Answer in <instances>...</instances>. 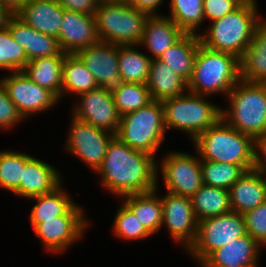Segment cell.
Here are the masks:
<instances>
[{
    "instance_id": "obj_1",
    "label": "cell",
    "mask_w": 266,
    "mask_h": 267,
    "mask_svg": "<svg viewBox=\"0 0 266 267\" xmlns=\"http://www.w3.org/2000/svg\"><path fill=\"white\" fill-rule=\"evenodd\" d=\"M96 173L101 177V186L121 198L157 187L156 157L130 148L116 136L109 142Z\"/></svg>"
},
{
    "instance_id": "obj_2",
    "label": "cell",
    "mask_w": 266,
    "mask_h": 267,
    "mask_svg": "<svg viewBox=\"0 0 266 267\" xmlns=\"http://www.w3.org/2000/svg\"><path fill=\"white\" fill-rule=\"evenodd\" d=\"M256 0L235 10L206 27L199 34L201 44L213 51L226 52L241 58L250 45L261 18Z\"/></svg>"
},
{
    "instance_id": "obj_3",
    "label": "cell",
    "mask_w": 266,
    "mask_h": 267,
    "mask_svg": "<svg viewBox=\"0 0 266 267\" xmlns=\"http://www.w3.org/2000/svg\"><path fill=\"white\" fill-rule=\"evenodd\" d=\"M193 144L201 160L238 165L245 171L255 168L254 139L232 128L222 118L202 132Z\"/></svg>"
},
{
    "instance_id": "obj_4",
    "label": "cell",
    "mask_w": 266,
    "mask_h": 267,
    "mask_svg": "<svg viewBox=\"0 0 266 267\" xmlns=\"http://www.w3.org/2000/svg\"><path fill=\"white\" fill-rule=\"evenodd\" d=\"M239 80V58L230 53L210 50L200 44L192 75L187 82V92L205 96L223 93L227 96Z\"/></svg>"
},
{
    "instance_id": "obj_5",
    "label": "cell",
    "mask_w": 266,
    "mask_h": 267,
    "mask_svg": "<svg viewBox=\"0 0 266 267\" xmlns=\"http://www.w3.org/2000/svg\"><path fill=\"white\" fill-rule=\"evenodd\" d=\"M222 119L254 140L266 132V83L239 80L227 94Z\"/></svg>"
},
{
    "instance_id": "obj_6",
    "label": "cell",
    "mask_w": 266,
    "mask_h": 267,
    "mask_svg": "<svg viewBox=\"0 0 266 267\" xmlns=\"http://www.w3.org/2000/svg\"><path fill=\"white\" fill-rule=\"evenodd\" d=\"M210 96L186 92L161 101L167 130L186 132L193 142L202 132L222 118V108L207 101Z\"/></svg>"
},
{
    "instance_id": "obj_7",
    "label": "cell",
    "mask_w": 266,
    "mask_h": 267,
    "mask_svg": "<svg viewBox=\"0 0 266 267\" xmlns=\"http://www.w3.org/2000/svg\"><path fill=\"white\" fill-rule=\"evenodd\" d=\"M149 14L129 4L100 1L94 13L100 42L139 45Z\"/></svg>"
},
{
    "instance_id": "obj_8",
    "label": "cell",
    "mask_w": 266,
    "mask_h": 267,
    "mask_svg": "<svg viewBox=\"0 0 266 267\" xmlns=\"http://www.w3.org/2000/svg\"><path fill=\"white\" fill-rule=\"evenodd\" d=\"M163 106L153 100L148 105L120 117L115 136L130 148L155 157L165 140Z\"/></svg>"
},
{
    "instance_id": "obj_9",
    "label": "cell",
    "mask_w": 266,
    "mask_h": 267,
    "mask_svg": "<svg viewBox=\"0 0 266 267\" xmlns=\"http://www.w3.org/2000/svg\"><path fill=\"white\" fill-rule=\"evenodd\" d=\"M246 234L244 216L238 212L198 221L197 235L187 249L200 264L211 252Z\"/></svg>"
},
{
    "instance_id": "obj_10",
    "label": "cell",
    "mask_w": 266,
    "mask_h": 267,
    "mask_svg": "<svg viewBox=\"0 0 266 267\" xmlns=\"http://www.w3.org/2000/svg\"><path fill=\"white\" fill-rule=\"evenodd\" d=\"M159 167L169 193L191 198L203 185L201 159L198 156L182 151H172L163 156L160 166L157 163V184Z\"/></svg>"
},
{
    "instance_id": "obj_11",
    "label": "cell",
    "mask_w": 266,
    "mask_h": 267,
    "mask_svg": "<svg viewBox=\"0 0 266 267\" xmlns=\"http://www.w3.org/2000/svg\"><path fill=\"white\" fill-rule=\"evenodd\" d=\"M82 208L75 204L66 214L44 220L33 228L36 237L41 239L46 248L45 250L62 253L84 236L89 222Z\"/></svg>"
},
{
    "instance_id": "obj_12",
    "label": "cell",
    "mask_w": 266,
    "mask_h": 267,
    "mask_svg": "<svg viewBox=\"0 0 266 267\" xmlns=\"http://www.w3.org/2000/svg\"><path fill=\"white\" fill-rule=\"evenodd\" d=\"M65 149L82 160L94 173L101 167L106 149L115 136L72 116Z\"/></svg>"
},
{
    "instance_id": "obj_13",
    "label": "cell",
    "mask_w": 266,
    "mask_h": 267,
    "mask_svg": "<svg viewBox=\"0 0 266 267\" xmlns=\"http://www.w3.org/2000/svg\"><path fill=\"white\" fill-rule=\"evenodd\" d=\"M0 78L7 95L23 119L53 109L59 99L48 89L31 81L23 71Z\"/></svg>"
},
{
    "instance_id": "obj_14",
    "label": "cell",
    "mask_w": 266,
    "mask_h": 267,
    "mask_svg": "<svg viewBox=\"0 0 266 267\" xmlns=\"http://www.w3.org/2000/svg\"><path fill=\"white\" fill-rule=\"evenodd\" d=\"M78 96L79 103L75 104L72 116L115 135L121 116L116 109L112 94L98 87Z\"/></svg>"
},
{
    "instance_id": "obj_15",
    "label": "cell",
    "mask_w": 266,
    "mask_h": 267,
    "mask_svg": "<svg viewBox=\"0 0 266 267\" xmlns=\"http://www.w3.org/2000/svg\"><path fill=\"white\" fill-rule=\"evenodd\" d=\"M75 54L92 72L100 88L112 94L124 83L118 67V45L99 41Z\"/></svg>"
},
{
    "instance_id": "obj_16",
    "label": "cell",
    "mask_w": 266,
    "mask_h": 267,
    "mask_svg": "<svg viewBox=\"0 0 266 267\" xmlns=\"http://www.w3.org/2000/svg\"><path fill=\"white\" fill-rule=\"evenodd\" d=\"M163 223L174 241L188 249L197 235L198 221L190 197L167 192L161 197Z\"/></svg>"
},
{
    "instance_id": "obj_17",
    "label": "cell",
    "mask_w": 266,
    "mask_h": 267,
    "mask_svg": "<svg viewBox=\"0 0 266 267\" xmlns=\"http://www.w3.org/2000/svg\"><path fill=\"white\" fill-rule=\"evenodd\" d=\"M57 40L61 51L67 54L97 44L99 38L94 15L64 9Z\"/></svg>"
},
{
    "instance_id": "obj_18",
    "label": "cell",
    "mask_w": 266,
    "mask_h": 267,
    "mask_svg": "<svg viewBox=\"0 0 266 267\" xmlns=\"http://www.w3.org/2000/svg\"><path fill=\"white\" fill-rule=\"evenodd\" d=\"M262 246L248 233L211 252L201 267H258Z\"/></svg>"
},
{
    "instance_id": "obj_19",
    "label": "cell",
    "mask_w": 266,
    "mask_h": 267,
    "mask_svg": "<svg viewBox=\"0 0 266 267\" xmlns=\"http://www.w3.org/2000/svg\"><path fill=\"white\" fill-rule=\"evenodd\" d=\"M61 173L54 166L32 156L24 166L19 181V197L30 198L47 194L60 186Z\"/></svg>"
},
{
    "instance_id": "obj_20",
    "label": "cell",
    "mask_w": 266,
    "mask_h": 267,
    "mask_svg": "<svg viewBox=\"0 0 266 267\" xmlns=\"http://www.w3.org/2000/svg\"><path fill=\"white\" fill-rule=\"evenodd\" d=\"M64 8L56 0H27L16 14L35 30L58 39Z\"/></svg>"
},
{
    "instance_id": "obj_21",
    "label": "cell",
    "mask_w": 266,
    "mask_h": 267,
    "mask_svg": "<svg viewBox=\"0 0 266 267\" xmlns=\"http://www.w3.org/2000/svg\"><path fill=\"white\" fill-rule=\"evenodd\" d=\"M185 33L168 16L149 15L139 46L146 47L150 58L158 59L163 52L179 40Z\"/></svg>"
},
{
    "instance_id": "obj_22",
    "label": "cell",
    "mask_w": 266,
    "mask_h": 267,
    "mask_svg": "<svg viewBox=\"0 0 266 267\" xmlns=\"http://www.w3.org/2000/svg\"><path fill=\"white\" fill-rule=\"evenodd\" d=\"M230 206L242 215L266 201V189L257 169L245 173L229 188Z\"/></svg>"
},
{
    "instance_id": "obj_23",
    "label": "cell",
    "mask_w": 266,
    "mask_h": 267,
    "mask_svg": "<svg viewBox=\"0 0 266 267\" xmlns=\"http://www.w3.org/2000/svg\"><path fill=\"white\" fill-rule=\"evenodd\" d=\"M266 18V17H265ZM260 20L254 37L239 59L240 80L266 83V19Z\"/></svg>"
},
{
    "instance_id": "obj_24",
    "label": "cell",
    "mask_w": 266,
    "mask_h": 267,
    "mask_svg": "<svg viewBox=\"0 0 266 267\" xmlns=\"http://www.w3.org/2000/svg\"><path fill=\"white\" fill-rule=\"evenodd\" d=\"M146 85L152 100L156 101L181 96L187 91V81L159 59L151 60Z\"/></svg>"
},
{
    "instance_id": "obj_25",
    "label": "cell",
    "mask_w": 266,
    "mask_h": 267,
    "mask_svg": "<svg viewBox=\"0 0 266 267\" xmlns=\"http://www.w3.org/2000/svg\"><path fill=\"white\" fill-rule=\"evenodd\" d=\"M66 54L61 52L59 55L35 58L28 61L23 69L31 81L51 91L59 101L62 98V71Z\"/></svg>"
},
{
    "instance_id": "obj_26",
    "label": "cell",
    "mask_w": 266,
    "mask_h": 267,
    "mask_svg": "<svg viewBox=\"0 0 266 267\" xmlns=\"http://www.w3.org/2000/svg\"><path fill=\"white\" fill-rule=\"evenodd\" d=\"M158 189L157 185L154 190L122 197V202L137 216L151 235L158 233L163 226L161 196L156 194Z\"/></svg>"
},
{
    "instance_id": "obj_27",
    "label": "cell",
    "mask_w": 266,
    "mask_h": 267,
    "mask_svg": "<svg viewBox=\"0 0 266 267\" xmlns=\"http://www.w3.org/2000/svg\"><path fill=\"white\" fill-rule=\"evenodd\" d=\"M199 34H184L158 58L187 82L192 75L199 45Z\"/></svg>"
},
{
    "instance_id": "obj_28",
    "label": "cell",
    "mask_w": 266,
    "mask_h": 267,
    "mask_svg": "<svg viewBox=\"0 0 266 267\" xmlns=\"http://www.w3.org/2000/svg\"><path fill=\"white\" fill-rule=\"evenodd\" d=\"M62 185L50 193L30 198L37 202L33 205L29 216L32 229L44 220L66 214L76 204Z\"/></svg>"
},
{
    "instance_id": "obj_29",
    "label": "cell",
    "mask_w": 266,
    "mask_h": 267,
    "mask_svg": "<svg viewBox=\"0 0 266 267\" xmlns=\"http://www.w3.org/2000/svg\"><path fill=\"white\" fill-rule=\"evenodd\" d=\"M197 221L231 212L229 190L203 184L191 197Z\"/></svg>"
},
{
    "instance_id": "obj_30",
    "label": "cell",
    "mask_w": 266,
    "mask_h": 267,
    "mask_svg": "<svg viewBox=\"0 0 266 267\" xmlns=\"http://www.w3.org/2000/svg\"><path fill=\"white\" fill-rule=\"evenodd\" d=\"M92 72L76 54H66L63 60L62 96L79 95L98 88Z\"/></svg>"
},
{
    "instance_id": "obj_31",
    "label": "cell",
    "mask_w": 266,
    "mask_h": 267,
    "mask_svg": "<svg viewBox=\"0 0 266 267\" xmlns=\"http://www.w3.org/2000/svg\"><path fill=\"white\" fill-rule=\"evenodd\" d=\"M138 45H118V67L124 82L146 84L151 58L137 51Z\"/></svg>"
},
{
    "instance_id": "obj_32",
    "label": "cell",
    "mask_w": 266,
    "mask_h": 267,
    "mask_svg": "<svg viewBox=\"0 0 266 267\" xmlns=\"http://www.w3.org/2000/svg\"><path fill=\"white\" fill-rule=\"evenodd\" d=\"M172 19L185 34H199L200 25L204 22L203 0H170ZM197 31V33H196Z\"/></svg>"
},
{
    "instance_id": "obj_33",
    "label": "cell",
    "mask_w": 266,
    "mask_h": 267,
    "mask_svg": "<svg viewBox=\"0 0 266 267\" xmlns=\"http://www.w3.org/2000/svg\"><path fill=\"white\" fill-rule=\"evenodd\" d=\"M31 157L27 153L15 150L0 151V188L19 196L22 171Z\"/></svg>"
},
{
    "instance_id": "obj_34",
    "label": "cell",
    "mask_w": 266,
    "mask_h": 267,
    "mask_svg": "<svg viewBox=\"0 0 266 267\" xmlns=\"http://www.w3.org/2000/svg\"><path fill=\"white\" fill-rule=\"evenodd\" d=\"M112 96L120 116L136 111L153 101L147 85L141 83L124 82Z\"/></svg>"
},
{
    "instance_id": "obj_35",
    "label": "cell",
    "mask_w": 266,
    "mask_h": 267,
    "mask_svg": "<svg viewBox=\"0 0 266 267\" xmlns=\"http://www.w3.org/2000/svg\"><path fill=\"white\" fill-rule=\"evenodd\" d=\"M203 184L229 190L245 173L238 165L201 160Z\"/></svg>"
},
{
    "instance_id": "obj_36",
    "label": "cell",
    "mask_w": 266,
    "mask_h": 267,
    "mask_svg": "<svg viewBox=\"0 0 266 267\" xmlns=\"http://www.w3.org/2000/svg\"><path fill=\"white\" fill-rule=\"evenodd\" d=\"M114 218L113 234L116 235L115 237L127 241H135L151 236L137 216L124 203L118 207Z\"/></svg>"
},
{
    "instance_id": "obj_37",
    "label": "cell",
    "mask_w": 266,
    "mask_h": 267,
    "mask_svg": "<svg viewBox=\"0 0 266 267\" xmlns=\"http://www.w3.org/2000/svg\"><path fill=\"white\" fill-rule=\"evenodd\" d=\"M28 62L23 48L12 38L7 28L0 30V69L23 71Z\"/></svg>"
},
{
    "instance_id": "obj_38",
    "label": "cell",
    "mask_w": 266,
    "mask_h": 267,
    "mask_svg": "<svg viewBox=\"0 0 266 267\" xmlns=\"http://www.w3.org/2000/svg\"><path fill=\"white\" fill-rule=\"evenodd\" d=\"M243 216L246 233L262 247L266 246V201Z\"/></svg>"
},
{
    "instance_id": "obj_39",
    "label": "cell",
    "mask_w": 266,
    "mask_h": 267,
    "mask_svg": "<svg viewBox=\"0 0 266 267\" xmlns=\"http://www.w3.org/2000/svg\"><path fill=\"white\" fill-rule=\"evenodd\" d=\"M12 38L23 48L26 53L27 60H32V50L34 42V28L24 23L19 17L13 15L6 27Z\"/></svg>"
},
{
    "instance_id": "obj_40",
    "label": "cell",
    "mask_w": 266,
    "mask_h": 267,
    "mask_svg": "<svg viewBox=\"0 0 266 267\" xmlns=\"http://www.w3.org/2000/svg\"><path fill=\"white\" fill-rule=\"evenodd\" d=\"M22 120L23 117L8 97L6 89L0 80V128L8 130Z\"/></svg>"
},
{
    "instance_id": "obj_41",
    "label": "cell",
    "mask_w": 266,
    "mask_h": 267,
    "mask_svg": "<svg viewBox=\"0 0 266 267\" xmlns=\"http://www.w3.org/2000/svg\"><path fill=\"white\" fill-rule=\"evenodd\" d=\"M61 52L58 40L55 37L34 29L32 60L40 57L59 55Z\"/></svg>"
},
{
    "instance_id": "obj_42",
    "label": "cell",
    "mask_w": 266,
    "mask_h": 267,
    "mask_svg": "<svg viewBox=\"0 0 266 267\" xmlns=\"http://www.w3.org/2000/svg\"><path fill=\"white\" fill-rule=\"evenodd\" d=\"M238 6L231 0H203L204 19L211 22L231 13Z\"/></svg>"
},
{
    "instance_id": "obj_43",
    "label": "cell",
    "mask_w": 266,
    "mask_h": 267,
    "mask_svg": "<svg viewBox=\"0 0 266 267\" xmlns=\"http://www.w3.org/2000/svg\"><path fill=\"white\" fill-rule=\"evenodd\" d=\"M64 9L94 15L100 0H56Z\"/></svg>"
},
{
    "instance_id": "obj_44",
    "label": "cell",
    "mask_w": 266,
    "mask_h": 267,
    "mask_svg": "<svg viewBox=\"0 0 266 267\" xmlns=\"http://www.w3.org/2000/svg\"><path fill=\"white\" fill-rule=\"evenodd\" d=\"M255 169H266V132L254 140Z\"/></svg>"
},
{
    "instance_id": "obj_45",
    "label": "cell",
    "mask_w": 266,
    "mask_h": 267,
    "mask_svg": "<svg viewBox=\"0 0 266 267\" xmlns=\"http://www.w3.org/2000/svg\"><path fill=\"white\" fill-rule=\"evenodd\" d=\"M164 0H130L129 5L138 10L147 12L149 15H158L157 8L163 4Z\"/></svg>"
},
{
    "instance_id": "obj_46",
    "label": "cell",
    "mask_w": 266,
    "mask_h": 267,
    "mask_svg": "<svg viewBox=\"0 0 266 267\" xmlns=\"http://www.w3.org/2000/svg\"><path fill=\"white\" fill-rule=\"evenodd\" d=\"M27 0H0V4L13 15H16Z\"/></svg>"
},
{
    "instance_id": "obj_47",
    "label": "cell",
    "mask_w": 266,
    "mask_h": 267,
    "mask_svg": "<svg viewBox=\"0 0 266 267\" xmlns=\"http://www.w3.org/2000/svg\"><path fill=\"white\" fill-rule=\"evenodd\" d=\"M12 16L13 14L0 4V30L7 27L8 21Z\"/></svg>"
},
{
    "instance_id": "obj_48",
    "label": "cell",
    "mask_w": 266,
    "mask_h": 267,
    "mask_svg": "<svg viewBox=\"0 0 266 267\" xmlns=\"http://www.w3.org/2000/svg\"><path fill=\"white\" fill-rule=\"evenodd\" d=\"M102 2H108V3H123V4H129L130 0H100Z\"/></svg>"
},
{
    "instance_id": "obj_49",
    "label": "cell",
    "mask_w": 266,
    "mask_h": 267,
    "mask_svg": "<svg viewBox=\"0 0 266 267\" xmlns=\"http://www.w3.org/2000/svg\"><path fill=\"white\" fill-rule=\"evenodd\" d=\"M231 1H233L237 6H241L250 3L252 0H231Z\"/></svg>"
},
{
    "instance_id": "obj_50",
    "label": "cell",
    "mask_w": 266,
    "mask_h": 267,
    "mask_svg": "<svg viewBox=\"0 0 266 267\" xmlns=\"http://www.w3.org/2000/svg\"><path fill=\"white\" fill-rule=\"evenodd\" d=\"M257 170H259L261 173L262 179H263L264 184H265V189H266V169H257Z\"/></svg>"
}]
</instances>
